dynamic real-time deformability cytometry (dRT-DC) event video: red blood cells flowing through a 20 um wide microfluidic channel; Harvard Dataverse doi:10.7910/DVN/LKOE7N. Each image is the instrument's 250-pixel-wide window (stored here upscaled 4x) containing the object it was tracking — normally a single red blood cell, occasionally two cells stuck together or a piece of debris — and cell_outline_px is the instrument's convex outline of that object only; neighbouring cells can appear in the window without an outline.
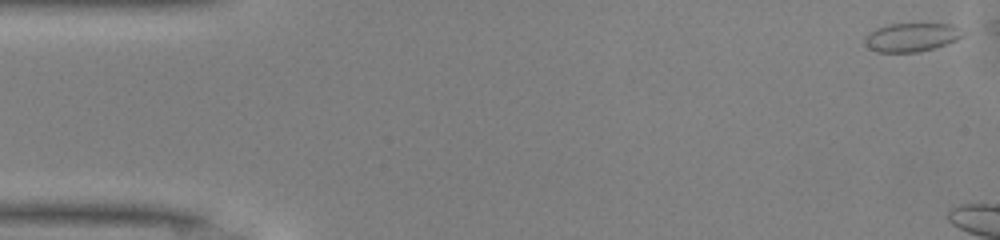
{"species": "common noctule bat (a hibernating species)", "species_latin": "Nyctalus noctula", "temperature_condition": "warm", "stored_images_in_passage": 5, "camera_frame_rate_fps": 3000, "um_per_image_px": 0.085, "animal": {"sex": "male", "body_mass_g": 13.0, "forearm_length_mm": 53.1}, "frame": {"image": 1, "passage_image": 1, "time_ms": 0.0, "image_size_px": [1000, 240], "cell_outline_px": [[968, 32], [964, 36], [956, 40], [920, 52], [876, 52], [868, 48], [864, 44], [864, 36], [868, 32], [876, 28], [888, 24], [952, 24]], "centroid_in_image_um": [77.47, 3.16], "position_along_channel_um": 7.5, "area_um2": 16.59}}